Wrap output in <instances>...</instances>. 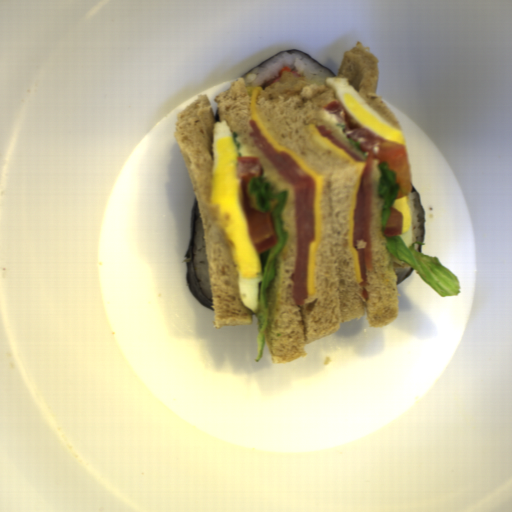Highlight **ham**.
Returning <instances> with one entry per match:
<instances>
[{"instance_id":"1","label":"ham","mask_w":512,"mask_h":512,"mask_svg":"<svg viewBox=\"0 0 512 512\" xmlns=\"http://www.w3.org/2000/svg\"><path fill=\"white\" fill-rule=\"evenodd\" d=\"M248 124L252 131L248 135L253 138V145L268 159L283 179L294 190V215L296 223V257L295 272L291 276L293 282L292 296L296 306L305 305L308 296L307 270L309 264V248L315 240L314 200L316 182L308 173H304L300 165L284 150H276L264 136L254 119Z\"/></svg>"}]
</instances>
